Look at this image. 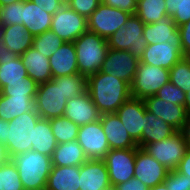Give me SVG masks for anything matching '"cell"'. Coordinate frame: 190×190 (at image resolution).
Listing matches in <instances>:
<instances>
[{
  "instance_id": "obj_46",
  "label": "cell",
  "mask_w": 190,
  "mask_h": 190,
  "mask_svg": "<svg viewBox=\"0 0 190 190\" xmlns=\"http://www.w3.org/2000/svg\"><path fill=\"white\" fill-rule=\"evenodd\" d=\"M117 190H149L150 188L145 185L141 180L132 177L129 181L119 184L115 187Z\"/></svg>"
},
{
  "instance_id": "obj_40",
  "label": "cell",
  "mask_w": 190,
  "mask_h": 190,
  "mask_svg": "<svg viewBox=\"0 0 190 190\" xmlns=\"http://www.w3.org/2000/svg\"><path fill=\"white\" fill-rule=\"evenodd\" d=\"M156 96L172 104L185 105V93L170 81L158 90Z\"/></svg>"
},
{
  "instance_id": "obj_32",
  "label": "cell",
  "mask_w": 190,
  "mask_h": 190,
  "mask_svg": "<svg viewBox=\"0 0 190 190\" xmlns=\"http://www.w3.org/2000/svg\"><path fill=\"white\" fill-rule=\"evenodd\" d=\"M135 14L144 24L157 23L167 15L165 0H138Z\"/></svg>"
},
{
  "instance_id": "obj_45",
  "label": "cell",
  "mask_w": 190,
  "mask_h": 190,
  "mask_svg": "<svg viewBox=\"0 0 190 190\" xmlns=\"http://www.w3.org/2000/svg\"><path fill=\"white\" fill-rule=\"evenodd\" d=\"M178 29L183 55L190 57V21L178 26Z\"/></svg>"
},
{
  "instance_id": "obj_17",
  "label": "cell",
  "mask_w": 190,
  "mask_h": 190,
  "mask_svg": "<svg viewBox=\"0 0 190 190\" xmlns=\"http://www.w3.org/2000/svg\"><path fill=\"white\" fill-rule=\"evenodd\" d=\"M64 117L70 119L79 127L97 121L101 113L93 103L89 92H85L67 100Z\"/></svg>"
},
{
  "instance_id": "obj_51",
  "label": "cell",
  "mask_w": 190,
  "mask_h": 190,
  "mask_svg": "<svg viewBox=\"0 0 190 190\" xmlns=\"http://www.w3.org/2000/svg\"><path fill=\"white\" fill-rule=\"evenodd\" d=\"M9 125V121H3L0 118V142L6 145V132Z\"/></svg>"
},
{
  "instance_id": "obj_20",
  "label": "cell",
  "mask_w": 190,
  "mask_h": 190,
  "mask_svg": "<svg viewBox=\"0 0 190 190\" xmlns=\"http://www.w3.org/2000/svg\"><path fill=\"white\" fill-rule=\"evenodd\" d=\"M183 57L181 46H172L168 42L157 43L146 46L140 63L170 70Z\"/></svg>"
},
{
  "instance_id": "obj_12",
  "label": "cell",
  "mask_w": 190,
  "mask_h": 190,
  "mask_svg": "<svg viewBox=\"0 0 190 190\" xmlns=\"http://www.w3.org/2000/svg\"><path fill=\"white\" fill-rule=\"evenodd\" d=\"M77 142L88 159L102 160L110 150L100 119L80 126Z\"/></svg>"
},
{
  "instance_id": "obj_52",
  "label": "cell",
  "mask_w": 190,
  "mask_h": 190,
  "mask_svg": "<svg viewBox=\"0 0 190 190\" xmlns=\"http://www.w3.org/2000/svg\"><path fill=\"white\" fill-rule=\"evenodd\" d=\"M10 159L6 146L4 143L0 142V165L7 162Z\"/></svg>"
},
{
  "instance_id": "obj_33",
  "label": "cell",
  "mask_w": 190,
  "mask_h": 190,
  "mask_svg": "<svg viewBox=\"0 0 190 190\" xmlns=\"http://www.w3.org/2000/svg\"><path fill=\"white\" fill-rule=\"evenodd\" d=\"M50 120L53 135L58 144L77 140L79 126L70 119L61 116Z\"/></svg>"
},
{
  "instance_id": "obj_35",
  "label": "cell",
  "mask_w": 190,
  "mask_h": 190,
  "mask_svg": "<svg viewBox=\"0 0 190 190\" xmlns=\"http://www.w3.org/2000/svg\"><path fill=\"white\" fill-rule=\"evenodd\" d=\"M65 42L59 38L51 29L47 30L33 38V48L42 53L45 57L51 55L61 47Z\"/></svg>"
},
{
  "instance_id": "obj_3",
  "label": "cell",
  "mask_w": 190,
  "mask_h": 190,
  "mask_svg": "<svg viewBox=\"0 0 190 190\" xmlns=\"http://www.w3.org/2000/svg\"><path fill=\"white\" fill-rule=\"evenodd\" d=\"M74 46L79 74L88 78L101 70L109 50L106 39L87 30L74 41Z\"/></svg>"
},
{
  "instance_id": "obj_27",
  "label": "cell",
  "mask_w": 190,
  "mask_h": 190,
  "mask_svg": "<svg viewBox=\"0 0 190 190\" xmlns=\"http://www.w3.org/2000/svg\"><path fill=\"white\" fill-rule=\"evenodd\" d=\"M80 166H54L45 190H79Z\"/></svg>"
},
{
  "instance_id": "obj_22",
  "label": "cell",
  "mask_w": 190,
  "mask_h": 190,
  "mask_svg": "<svg viewBox=\"0 0 190 190\" xmlns=\"http://www.w3.org/2000/svg\"><path fill=\"white\" fill-rule=\"evenodd\" d=\"M100 122L110 149H129L138 147L116 113L101 114Z\"/></svg>"
},
{
  "instance_id": "obj_19",
  "label": "cell",
  "mask_w": 190,
  "mask_h": 190,
  "mask_svg": "<svg viewBox=\"0 0 190 190\" xmlns=\"http://www.w3.org/2000/svg\"><path fill=\"white\" fill-rule=\"evenodd\" d=\"M1 28L2 54L21 56L33 46L34 36L23 24L8 25Z\"/></svg>"
},
{
  "instance_id": "obj_39",
  "label": "cell",
  "mask_w": 190,
  "mask_h": 190,
  "mask_svg": "<svg viewBox=\"0 0 190 190\" xmlns=\"http://www.w3.org/2000/svg\"><path fill=\"white\" fill-rule=\"evenodd\" d=\"M22 5L23 0L1 7L0 26L22 24Z\"/></svg>"
},
{
  "instance_id": "obj_18",
  "label": "cell",
  "mask_w": 190,
  "mask_h": 190,
  "mask_svg": "<svg viewBox=\"0 0 190 190\" xmlns=\"http://www.w3.org/2000/svg\"><path fill=\"white\" fill-rule=\"evenodd\" d=\"M144 102L147 111L168 123L176 131H181L187 117L185 106L166 102L156 95L145 98Z\"/></svg>"
},
{
  "instance_id": "obj_16",
  "label": "cell",
  "mask_w": 190,
  "mask_h": 190,
  "mask_svg": "<svg viewBox=\"0 0 190 190\" xmlns=\"http://www.w3.org/2000/svg\"><path fill=\"white\" fill-rule=\"evenodd\" d=\"M79 190H108L111 183L103 160L88 159L80 166Z\"/></svg>"
},
{
  "instance_id": "obj_6",
  "label": "cell",
  "mask_w": 190,
  "mask_h": 190,
  "mask_svg": "<svg viewBox=\"0 0 190 190\" xmlns=\"http://www.w3.org/2000/svg\"><path fill=\"white\" fill-rule=\"evenodd\" d=\"M144 26L145 24L136 14H131L124 27L108 38V48L128 51L140 59L147 46V42L143 36Z\"/></svg>"
},
{
  "instance_id": "obj_47",
  "label": "cell",
  "mask_w": 190,
  "mask_h": 190,
  "mask_svg": "<svg viewBox=\"0 0 190 190\" xmlns=\"http://www.w3.org/2000/svg\"><path fill=\"white\" fill-rule=\"evenodd\" d=\"M48 14L54 15L62 6L57 0H31Z\"/></svg>"
},
{
  "instance_id": "obj_24",
  "label": "cell",
  "mask_w": 190,
  "mask_h": 190,
  "mask_svg": "<svg viewBox=\"0 0 190 190\" xmlns=\"http://www.w3.org/2000/svg\"><path fill=\"white\" fill-rule=\"evenodd\" d=\"M53 15L48 14L31 0H23L22 24L34 37L50 30Z\"/></svg>"
},
{
  "instance_id": "obj_43",
  "label": "cell",
  "mask_w": 190,
  "mask_h": 190,
  "mask_svg": "<svg viewBox=\"0 0 190 190\" xmlns=\"http://www.w3.org/2000/svg\"><path fill=\"white\" fill-rule=\"evenodd\" d=\"M172 20L177 26L190 21V0H182L179 9L173 14Z\"/></svg>"
},
{
  "instance_id": "obj_8",
  "label": "cell",
  "mask_w": 190,
  "mask_h": 190,
  "mask_svg": "<svg viewBox=\"0 0 190 190\" xmlns=\"http://www.w3.org/2000/svg\"><path fill=\"white\" fill-rule=\"evenodd\" d=\"M143 149L172 171L178 167L188 147L181 131H176L166 139L147 144Z\"/></svg>"
},
{
  "instance_id": "obj_48",
  "label": "cell",
  "mask_w": 190,
  "mask_h": 190,
  "mask_svg": "<svg viewBox=\"0 0 190 190\" xmlns=\"http://www.w3.org/2000/svg\"><path fill=\"white\" fill-rule=\"evenodd\" d=\"M176 170L187 177H190V149L185 152Z\"/></svg>"
},
{
  "instance_id": "obj_34",
  "label": "cell",
  "mask_w": 190,
  "mask_h": 190,
  "mask_svg": "<svg viewBox=\"0 0 190 190\" xmlns=\"http://www.w3.org/2000/svg\"><path fill=\"white\" fill-rule=\"evenodd\" d=\"M170 82L184 93L190 89V57L184 56L170 70Z\"/></svg>"
},
{
  "instance_id": "obj_25",
  "label": "cell",
  "mask_w": 190,
  "mask_h": 190,
  "mask_svg": "<svg viewBox=\"0 0 190 190\" xmlns=\"http://www.w3.org/2000/svg\"><path fill=\"white\" fill-rule=\"evenodd\" d=\"M20 58L27 69V75L37 84L45 83L52 79L49 58L33 47H30Z\"/></svg>"
},
{
  "instance_id": "obj_49",
  "label": "cell",
  "mask_w": 190,
  "mask_h": 190,
  "mask_svg": "<svg viewBox=\"0 0 190 190\" xmlns=\"http://www.w3.org/2000/svg\"><path fill=\"white\" fill-rule=\"evenodd\" d=\"M187 147L190 149V114H187L184 126L181 129Z\"/></svg>"
},
{
  "instance_id": "obj_13",
  "label": "cell",
  "mask_w": 190,
  "mask_h": 190,
  "mask_svg": "<svg viewBox=\"0 0 190 190\" xmlns=\"http://www.w3.org/2000/svg\"><path fill=\"white\" fill-rule=\"evenodd\" d=\"M139 63L140 59L128 51L109 49L100 71L117 77L131 86Z\"/></svg>"
},
{
  "instance_id": "obj_29",
  "label": "cell",
  "mask_w": 190,
  "mask_h": 190,
  "mask_svg": "<svg viewBox=\"0 0 190 190\" xmlns=\"http://www.w3.org/2000/svg\"><path fill=\"white\" fill-rule=\"evenodd\" d=\"M27 69L20 56L0 55V90L9 83L24 82Z\"/></svg>"
},
{
  "instance_id": "obj_36",
  "label": "cell",
  "mask_w": 190,
  "mask_h": 190,
  "mask_svg": "<svg viewBox=\"0 0 190 190\" xmlns=\"http://www.w3.org/2000/svg\"><path fill=\"white\" fill-rule=\"evenodd\" d=\"M0 190H24L17 167L11 159L0 165Z\"/></svg>"
},
{
  "instance_id": "obj_50",
  "label": "cell",
  "mask_w": 190,
  "mask_h": 190,
  "mask_svg": "<svg viewBox=\"0 0 190 190\" xmlns=\"http://www.w3.org/2000/svg\"><path fill=\"white\" fill-rule=\"evenodd\" d=\"M181 2L182 0H165L167 15L172 17L177 12V9H179Z\"/></svg>"
},
{
  "instance_id": "obj_54",
  "label": "cell",
  "mask_w": 190,
  "mask_h": 190,
  "mask_svg": "<svg viewBox=\"0 0 190 190\" xmlns=\"http://www.w3.org/2000/svg\"><path fill=\"white\" fill-rule=\"evenodd\" d=\"M20 1H22V0H0V6L3 7V6H6V5H9L12 3H17Z\"/></svg>"
},
{
  "instance_id": "obj_5",
  "label": "cell",
  "mask_w": 190,
  "mask_h": 190,
  "mask_svg": "<svg viewBox=\"0 0 190 190\" xmlns=\"http://www.w3.org/2000/svg\"><path fill=\"white\" fill-rule=\"evenodd\" d=\"M67 99L62 91V76L38 84L34 108L40 118L52 119L64 115Z\"/></svg>"
},
{
  "instance_id": "obj_10",
  "label": "cell",
  "mask_w": 190,
  "mask_h": 190,
  "mask_svg": "<svg viewBox=\"0 0 190 190\" xmlns=\"http://www.w3.org/2000/svg\"><path fill=\"white\" fill-rule=\"evenodd\" d=\"M136 148L110 149L102 159L108 169L112 187H116L134 177Z\"/></svg>"
},
{
  "instance_id": "obj_58",
  "label": "cell",
  "mask_w": 190,
  "mask_h": 190,
  "mask_svg": "<svg viewBox=\"0 0 190 190\" xmlns=\"http://www.w3.org/2000/svg\"><path fill=\"white\" fill-rule=\"evenodd\" d=\"M108 190H117L116 188H114V187H111L110 189H108Z\"/></svg>"
},
{
  "instance_id": "obj_37",
  "label": "cell",
  "mask_w": 190,
  "mask_h": 190,
  "mask_svg": "<svg viewBox=\"0 0 190 190\" xmlns=\"http://www.w3.org/2000/svg\"><path fill=\"white\" fill-rule=\"evenodd\" d=\"M38 84L29 76L24 82L9 83L0 90V94L11 97H35Z\"/></svg>"
},
{
  "instance_id": "obj_55",
  "label": "cell",
  "mask_w": 190,
  "mask_h": 190,
  "mask_svg": "<svg viewBox=\"0 0 190 190\" xmlns=\"http://www.w3.org/2000/svg\"><path fill=\"white\" fill-rule=\"evenodd\" d=\"M149 190H168L166 187V184L163 182L161 184H157L153 188H150Z\"/></svg>"
},
{
  "instance_id": "obj_11",
  "label": "cell",
  "mask_w": 190,
  "mask_h": 190,
  "mask_svg": "<svg viewBox=\"0 0 190 190\" xmlns=\"http://www.w3.org/2000/svg\"><path fill=\"white\" fill-rule=\"evenodd\" d=\"M50 29L64 42H74L88 30L87 19L69 6H62L53 15Z\"/></svg>"
},
{
  "instance_id": "obj_9",
  "label": "cell",
  "mask_w": 190,
  "mask_h": 190,
  "mask_svg": "<svg viewBox=\"0 0 190 190\" xmlns=\"http://www.w3.org/2000/svg\"><path fill=\"white\" fill-rule=\"evenodd\" d=\"M130 15V13L118 8L100 3L97 9L87 18L88 31L108 40L112 34L124 27Z\"/></svg>"
},
{
  "instance_id": "obj_2",
  "label": "cell",
  "mask_w": 190,
  "mask_h": 190,
  "mask_svg": "<svg viewBox=\"0 0 190 190\" xmlns=\"http://www.w3.org/2000/svg\"><path fill=\"white\" fill-rule=\"evenodd\" d=\"M11 160L17 167L24 190H45L52 168L50 156L30 150L16 154Z\"/></svg>"
},
{
  "instance_id": "obj_44",
  "label": "cell",
  "mask_w": 190,
  "mask_h": 190,
  "mask_svg": "<svg viewBox=\"0 0 190 190\" xmlns=\"http://www.w3.org/2000/svg\"><path fill=\"white\" fill-rule=\"evenodd\" d=\"M103 3L130 14H135L137 9V0H104Z\"/></svg>"
},
{
  "instance_id": "obj_26",
  "label": "cell",
  "mask_w": 190,
  "mask_h": 190,
  "mask_svg": "<svg viewBox=\"0 0 190 190\" xmlns=\"http://www.w3.org/2000/svg\"><path fill=\"white\" fill-rule=\"evenodd\" d=\"M175 132L176 130L172 126L146 109L142 136L137 145L144 148L147 144L166 139Z\"/></svg>"
},
{
  "instance_id": "obj_28",
  "label": "cell",
  "mask_w": 190,
  "mask_h": 190,
  "mask_svg": "<svg viewBox=\"0 0 190 190\" xmlns=\"http://www.w3.org/2000/svg\"><path fill=\"white\" fill-rule=\"evenodd\" d=\"M54 166H81L88 160L77 140L58 144L51 156Z\"/></svg>"
},
{
  "instance_id": "obj_7",
  "label": "cell",
  "mask_w": 190,
  "mask_h": 190,
  "mask_svg": "<svg viewBox=\"0 0 190 190\" xmlns=\"http://www.w3.org/2000/svg\"><path fill=\"white\" fill-rule=\"evenodd\" d=\"M169 80L168 69L139 63L131 84V96L143 100L149 96H154Z\"/></svg>"
},
{
  "instance_id": "obj_38",
  "label": "cell",
  "mask_w": 190,
  "mask_h": 190,
  "mask_svg": "<svg viewBox=\"0 0 190 190\" xmlns=\"http://www.w3.org/2000/svg\"><path fill=\"white\" fill-rule=\"evenodd\" d=\"M87 78L79 73L62 76V91L69 100L87 92Z\"/></svg>"
},
{
  "instance_id": "obj_15",
  "label": "cell",
  "mask_w": 190,
  "mask_h": 190,
  "mask_svg": "<svg viewBox=\"0 0 190 190\" xmlns=\"http://www.w3.org/2000/svg\"><path fill=\"white\" fill-rule=\"evenodd\" d=\"M146 105L143 99L131 97L116 111L128 134L137 143L142 136Z\"/></svg>"
},
{
  "instance_id": "obj_42",
  "label": "cell",
  "mask_w": 190,
  "mask_h": 190,
  "mask_svg": "<svg viewBox=\"0 0 190 190\" xmlns=\"http://www.w3.org/2000/svg\"><path fill=\"white\" fill-rule=\"evenodd\" d=\"M100 3L99 0H71L69 7L87 19Z\"/></svg>"
},
{
  "instance_id": "obj_1",
  "label": "cell",
  "mask_w": 190,
  "mask_h": 190,
  "mask_svg": "<svg viewBox=\"0 0 190 190\" xmlns=\"http://www.w3.org/2000/svg\"><path fill=\"white\" fill-rule=\"evenodd\" d=\"M87 91L101 114L116 113L130 99L131 86L119 78L98 71L87 78Z\"/></svg>"
},
{
  "instance_id": "obj_57",
  "label": "cell",
  "mask_w": 190,
  "mask_h": 190,
  "mask_svg": "<svg viewBox=\"0 0 190 190\" xmlns=\"http://www.w3.org/2000/svg\"><path fill=\"white\" fill-rule=\"evenodd\" d=\"M0 55H2V37H1V28H0Z\"/></svg>"
},
{
  "instance_id": "obj_23",
  "label": "cell",
  "mask_w": 190,
  "mask_h": 190,
  "mask_svg": "<svg viewBox=\"0 0 190 190\" xmlns=\"http://www.w3.org/2000/svg\"><path fill=\"white\" fill-rule=\"evenodd\" d=\"M52 78L78 73L74 42H65L49 58Z\"/></svg>"
},
{
  "instance_id": "obj_53",
  "label": "cell",
  "mask_w": 190,
  "mask_h": 190,
  "mask_svg": "<svg viewBox=\"0 0 190 190\" xmlns=\"http://www.w3.org/2000/svg\"><path fill=\"white\" fill-rule=\"evenodd\" d=\"M186 99H185V109L187 114H190V89L188 92L185 93Z\"/></svg>"
},
{
  "instance_id": "obj_21",
  "label": "cell",
  "mask_w": 190,
  "mask_h": 190,
  "mask_svg": "<svg viewBox=\"0 0 190 190\" xmlns=\"http://www.w3.org/2000/svg\"><path fill=\"white\" fill-rule=\"evenodd\" d=\"M143 36L147 45L168 42L172 46H181L178 26L170 15L164 16L157 23L145 24Z\"/></svg>"
},
{
  "instance_id": "obj_56",
  "label": "cell",
  "mask_w": 190,
  "mask_h": 190,
  "mask_svg": "<svg viewBox=\"0 0 190 190\" xmlns=\"http://www.w3.org/2000/svg\"><path fill=\"white\" fill-rule=\"evenodd\" d=\"M61 6H69L71 0H57Z\"/></svg>"
},
{
  "instance_id": "obj_30",
  "label": "cell",
  "mask_w": 190,
  "mask_h": 190,
  "mask_svg": "<svg viewBox=\"0 0 190 190\" xmlns=\"http://www.w3.org/2000/svg\"><path fill=\"white\" fill-rule=\"evenodd\" d=\"M57 145L58 143L53 135L50 120L40 118L34 127L31 150L51 157Z\"/></svg>"
},
{
  "instance_id": "obj_31",
  "label": "cell",
  "mask_w": 190,
  "mask_h": 190,
  "mask_svg": "<svg viewBox=\"0 0 190 190\" xmlns=\"http://www.w3.org/2000/svg\"><path fill=\"white\" fill-rule=\"evenodd\" d=\"M35 97H11L0 94V118L11 121L17 116L34 109Z\"/></svg>"
},
{
  "instance_id": "obj_4",
  "label": "cell",
  "mask_w": 190,
  "mask_h": 190,
  "mask_svg": "<svg viewBox=\"0 0 190 190\" xmlns=\"http://www.w3.org/2000/svg\"><path fill=\"white\" fill-rule=\"evenodd\" d=\"M39 119L40 116L34 108L9 121L5 146L10 159L16 154L31 150L34 127Z\"/></svg>"
},
{
  "instance_id": "obj_14",
  "label": "cell",
  "mask_w": 190,
  "mask_h": 190,
  "mask_svg": "<svg viewBox=\"0 0 190 190\" xmlns=\"http://www.w3.org/2000/svg\"><path fill=\"white\" fill-rule=\"evenodd\" d=\"M169 171L143 148H136L134 177L141 180L149 188L163 183Z\"/></svg>"
},
{
  "instance_id": "obj_41",
  "label": "cell",
  "mask_w": 190,
  "mask_h": 190,
  "mask_svg": "<svg viewBox=\"0 0 190 190\" xmlns=\"http://www.w3.org/2000/svg\"><path fill=\"white\" fill-rule=\"evenodd\" d=\"M164 183L168 190H190V177L185 176L176 169L169 171Z\"/></svg>"
}]
</instances>
